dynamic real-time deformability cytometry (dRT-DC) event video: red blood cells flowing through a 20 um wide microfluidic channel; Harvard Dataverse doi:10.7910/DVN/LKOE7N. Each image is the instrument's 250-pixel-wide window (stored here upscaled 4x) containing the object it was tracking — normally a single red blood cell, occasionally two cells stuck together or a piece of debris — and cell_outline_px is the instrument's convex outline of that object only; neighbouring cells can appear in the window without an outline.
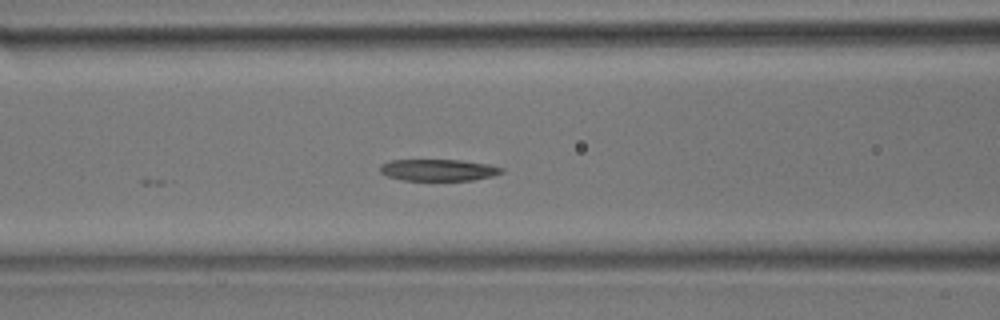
{"species": "common noctule bat (a hibernating species)", "species_latin": "Nyctalus noctula", "temperature_condition": "room temperature", "stored_images_in_passage": 20, "camera_frame_rate_fps": 3000, "um_per_image_px": 0.085, "animal": {"sex": "male", "body_mass_g": 17.9}, "frame": {"image": 1, "passage_image": 20, "time_ms": 6.333, "image_size_px": [1000, 320], "cell_outline_px": [[504, 172], [492, 176], [472, 180], [404, 180], [388, 176], [380, 172], [380, 164], [388, 160], [460, 160], [488, 164], [504, 168]], "centroid_in_image_um": [37.26, 14.44], "position_along_channel_um": 129.3, "area_um2": 15.32}}